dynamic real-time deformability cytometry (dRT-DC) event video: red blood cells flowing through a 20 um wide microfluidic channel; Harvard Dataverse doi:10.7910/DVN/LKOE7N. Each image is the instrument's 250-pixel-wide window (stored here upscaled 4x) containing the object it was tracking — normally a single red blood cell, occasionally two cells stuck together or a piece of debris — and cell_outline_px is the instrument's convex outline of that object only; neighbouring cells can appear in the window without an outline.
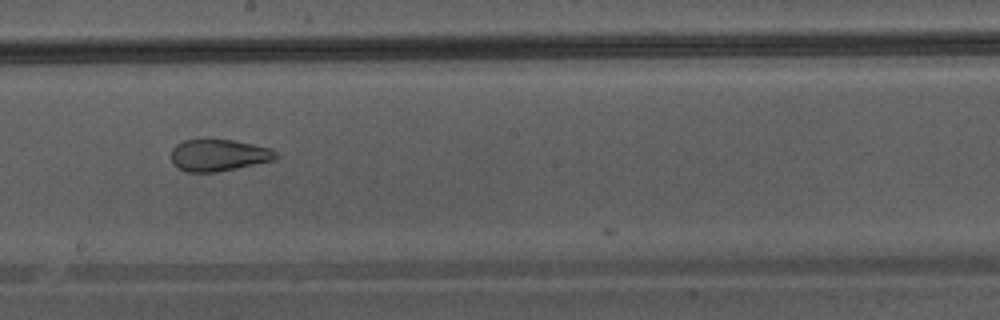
{"species": "Egyptian fruit bat (a non-hibernating species)", "species_latin": "Rousettus aegyptiacus", "temperature_condition": "warm", "stored_images_in_passage": 9, "camera_frame_rate_fps": 3000, "um_per_image_px": 0.085, "animal": {"sex": "male"}, "frame": {"image": 1, "passage_image": 8, "time_ms": 9.0, "image_size_px": [1000, 320], "cell_outline_px": [[280, 156], [276, 160], [216, 172], [188, 172], [172, 164], [172, 148], [176, 144], [184, 140], [232, 140], [252, 144], [268, 148], [276, 152]], "centroid_in_image_um": [18.59, 13.2], "position_along_channel_um": 229.6, "area_um2": 19.25}}